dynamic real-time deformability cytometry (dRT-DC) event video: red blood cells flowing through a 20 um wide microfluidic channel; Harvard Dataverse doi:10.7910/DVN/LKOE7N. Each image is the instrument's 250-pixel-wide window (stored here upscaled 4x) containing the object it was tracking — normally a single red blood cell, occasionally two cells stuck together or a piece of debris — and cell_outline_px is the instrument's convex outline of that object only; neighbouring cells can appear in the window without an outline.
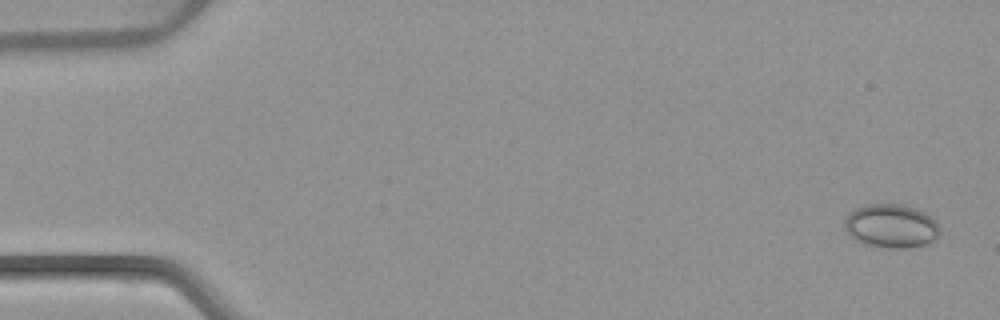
{"species": "common noctule bat (a hibernating species)", "species_latin": "Nyctalus noctula", "temperature_condition": "warm", "stored_images_in_passage": 53, "camera_frame_rate_fps": 3000, "um_per_image_px": 0.085, "animal": {"sex": "female", "body_mass_g": 22.7, "forearm_length_mm": 54.2}, "frame": {"image": 1, "passage_image": 2, "time_ms": 0.333, "image_size_px": [1000, 320], "cell_outline_px": [[940, 232], [932, 240], [924, 244], [904, 248], [888, 248], [864, 244], [856, 240], [844, 228], [844, 220], [848, 212], [864, 204], [904, 204], [916, 208], [924, 212], [936, 220], [940, 228]], "centroid_in_image_um": [75.73, 19.19], "position_along_channel_um": 9.3, "area_um2": 24.33}}
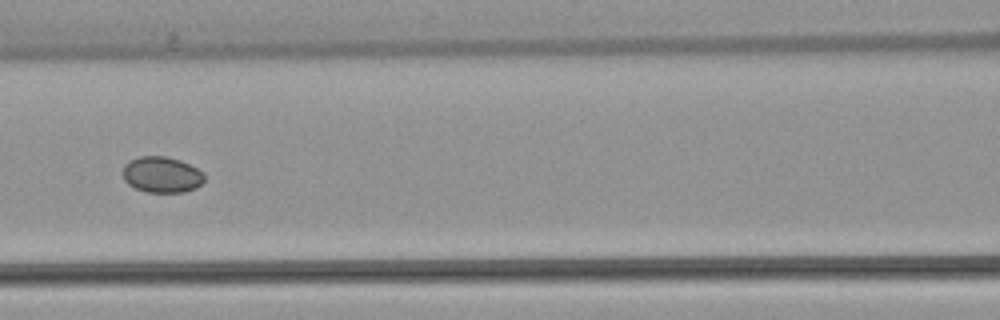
{"frame": {"image": 2, "passage_image": 24, "time_ms": 7.667, "image_size_px": [1000, 320], "cell_outline_px": [[204, 180], [196, 188], [184, 192], [148, 192], [136, 188], [128, 184], [124, 180], [124, 164], [128, 160], [140, 156], [164, 156], [180, 160], [204, 172]], "centroid_in_image_um": [13.75, 14.84], "position_along_channel_um": 152.9, "area_um2": 17.05}}
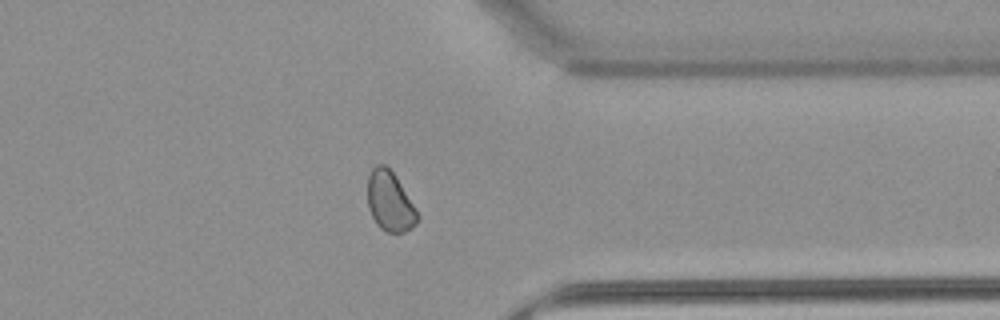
{"frame": {"image": 3, "passage_image": 42, "time_ms": 13.667, "image_size_px": [1000, 320], "cell_outline_px": [[420, 216], [416, 224], [412, 228], [404, 232], [388, 232], [380, 228], [376, 224], [368, 208], [368, 176], [372, 168], [376, 164], [384, 164], [396, 176], [416, 208]], "centroid_in_image_um": [33.15, 17.13], "position_along_channel_um": 378.3, "area_um2": 17.46}}